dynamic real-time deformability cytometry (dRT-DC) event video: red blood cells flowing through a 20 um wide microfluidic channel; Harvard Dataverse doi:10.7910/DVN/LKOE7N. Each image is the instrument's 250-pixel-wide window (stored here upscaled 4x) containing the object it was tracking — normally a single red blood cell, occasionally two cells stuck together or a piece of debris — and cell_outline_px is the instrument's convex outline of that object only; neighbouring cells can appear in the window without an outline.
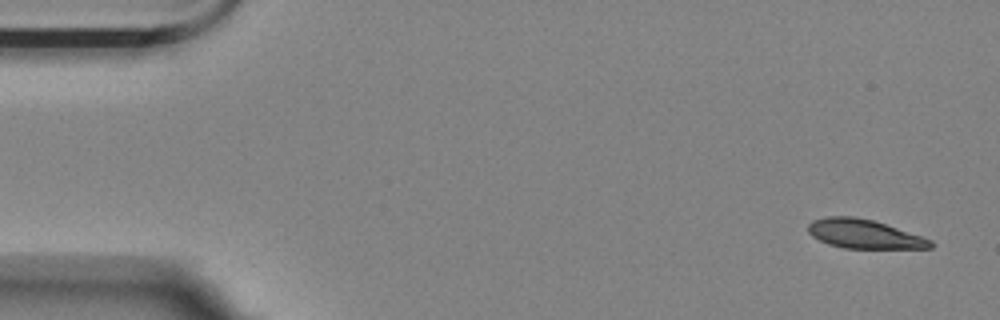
{"species": "Egyptian fruit bat (a non-hibernating species)", "species_latin": "Rousettus aegyptiacus", "temperature_condition": "room temperature", "stored_images_in_passage": 5, "camera_frame_rate_fps": 3000, "um_per_image_px": 0.085, "animal": {"sex": "female"}, "frame": {"image": 1, "passage_image": 1, "time_ms": 0.0, "image_size_px": [1000, 320], "cell_outline_px": [[936, 244], [932, 248], [844, 248], [828, 244], [812, 236], [808, 232], [808, 224], [812, 220], [828, 216], [852, 216], [872, 220], [932, 240]], "centroid_in_image_um": [73.43, 19.89], "position_along_channel_um": 11.6, "area_um2": 20.46}}
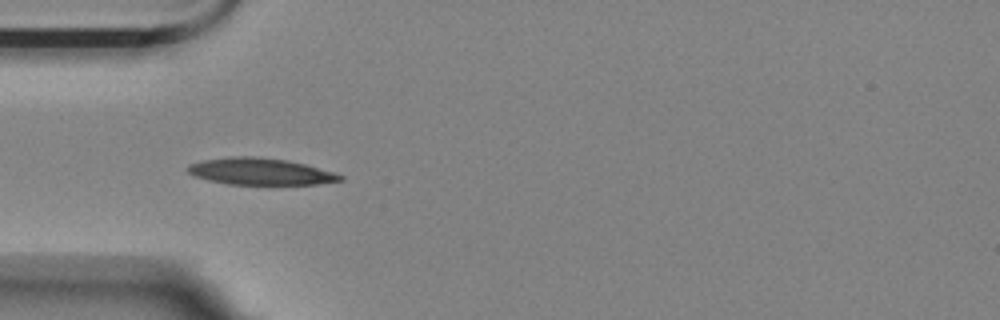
{"frame": {"image": 2, "passage_image": 4, "time_ms": 1.0, "image_size_px": [1000, 320], "cell_outline_px": [[344, 180], [316, 184], [228, 184], [208, 180], [196, 176], [188, 172], [188, 164], [204, 160], [232, 156], [256, 156], [288, 160], [304, 164], [332, 172], [344, 176]], "centroid_in_image_um": [22.12, 14.57], "position_along_channel_um": 62.9, "area_um2": 23.52}}
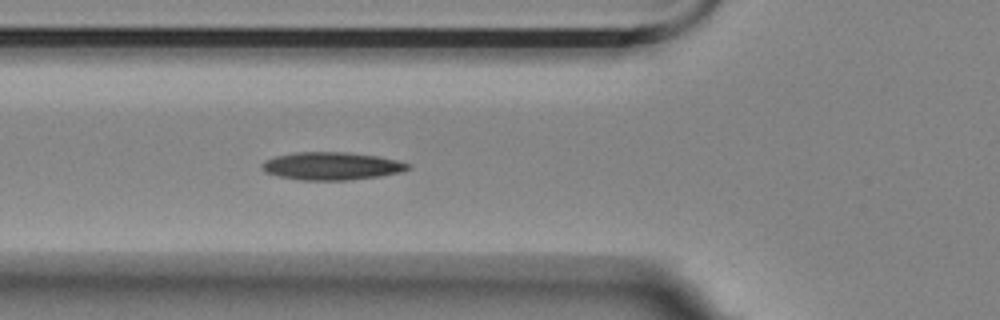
{"frame": {"image": 3, "passage_image": 5, "time_ms": 1.333, "image_size_px": [1000, 320], "cell_outline_px": [[412, 168], [404, 172], [380, 176], [348, 180], [300, 180], [276, 176], [264, 172], [260, 164], [276, 156], [296, 152], [344, 152], [376, 156], [396, 160], [412, 164]], "centroid_in_image_um": [28.22, 14.12], "position_along_channel_um": 97.6, "area_um2": 23.76}}